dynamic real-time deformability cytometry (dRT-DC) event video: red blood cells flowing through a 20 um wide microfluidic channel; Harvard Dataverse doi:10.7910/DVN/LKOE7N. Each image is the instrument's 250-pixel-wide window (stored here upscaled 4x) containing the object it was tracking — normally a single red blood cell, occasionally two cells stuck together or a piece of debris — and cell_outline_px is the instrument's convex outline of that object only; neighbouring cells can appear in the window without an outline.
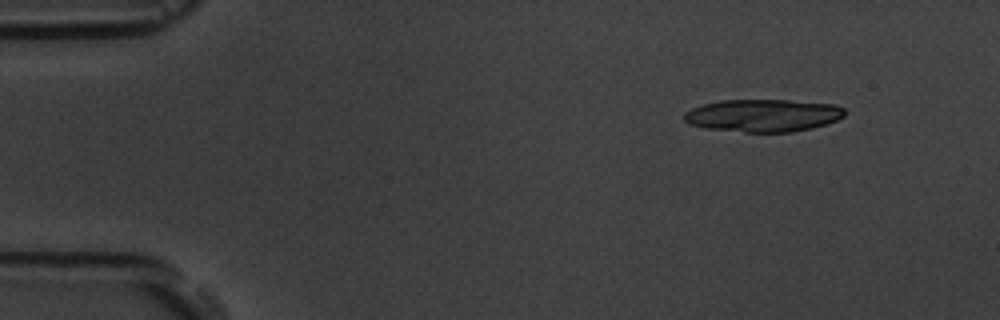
{"species": "common noctule bat (a hibernating species)", "species_latin": "Nyctalus noctula", "temperature_condition": "room temperature", "stored_images_in_passage": 5, "camera_frame_rate_fps": 3000, "um_per_image_px": 0.085, "animal": {"sex": "male", "body_mass_g": 19.5, "forearm_length_mm": 54.6}, "frame": {"image": 1, "passage_image": 2, "time_ms": 1.0, "image_size_px": [1000, 320], "cell_outline_px": [[844, 116], [836, 120], [812, 128], [792, 132], [744, 132], [704, 128], [688, 124], [684, 120], [684, 112], [692, 108], [704, 104], [720, 100], [788, 100], [836, 104], [844, 108]], "centroid_in_image_um": [64.84, 9.81], "position_along_channel_um": 20.2, "area_um2": 30.58}}